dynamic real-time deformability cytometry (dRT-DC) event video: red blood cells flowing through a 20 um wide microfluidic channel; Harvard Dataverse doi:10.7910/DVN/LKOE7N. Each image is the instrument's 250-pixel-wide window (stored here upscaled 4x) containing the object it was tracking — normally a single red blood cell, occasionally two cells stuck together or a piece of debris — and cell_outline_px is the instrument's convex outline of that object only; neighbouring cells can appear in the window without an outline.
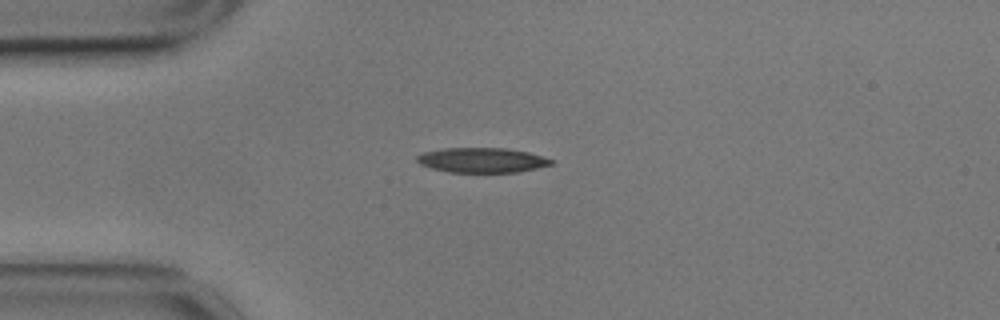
{"species": "common noctule bat (a hibernating species)", "species_latin": "Nyctalus noctula", "temperature_condition": "cold", "stored_images_in_passage": 29, "camera_frame_rate_fps": 3000, "um_per_image_px": 0.085, "animal": {"sex": "male", "body_mass_g": 17.9}, "frame": {"image": 1, "passage_image": 1, "time_ms": 0.0, "image_size_px": [1000, 320], "cell_outline_px": [[552, 164], [536, 168], [516, 172], [448, 172], [432, 168], [420, 164], [416, 160], [416, 156], [424, 152], [444, 148], [504, 148], [528, 152], [552, 160]], "centroid_in_image_um": [40.92, 13.61], "position_along_channel_um": 44.1, "area_um2": 19.19}}
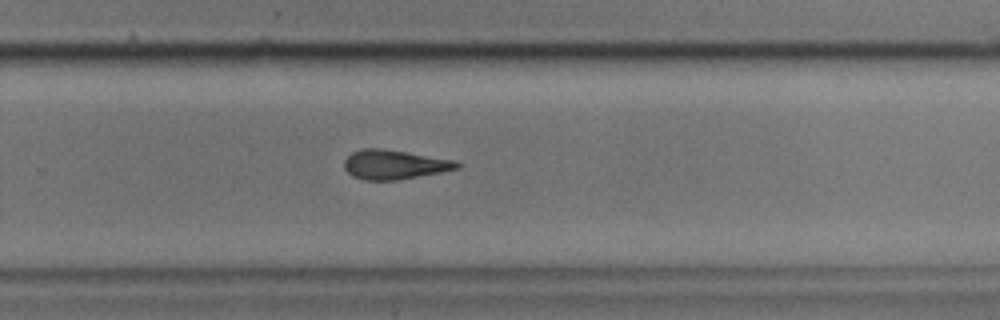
{"frame": {"image": 2, "passage_image": 24, "time_ms": 7.667, "image_size_px": [1000, 320], "cell_outline_px": [[460, 168], [440, 172], [396, 180], [364, 180], [352, 176], [344, 168], [344, 160], [352, 152], [360, 148], [380, 148], [456, 160], [460, 164]], "centroid_in_image_um": [33.49, 13.98], "position_along_channel_um": 296.3, "area_um2": 19.19}}
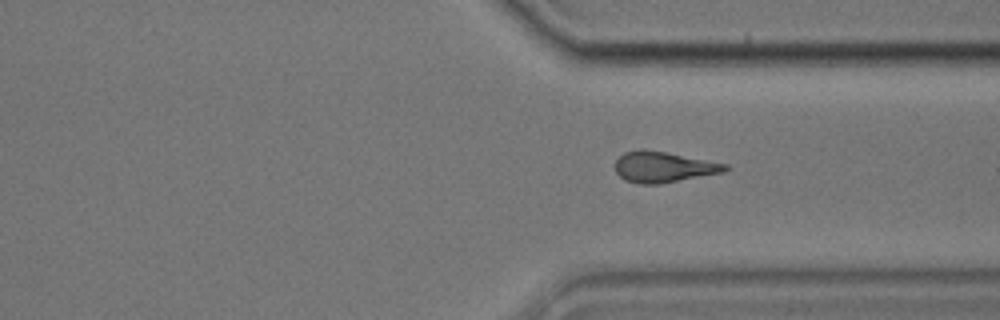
{"frame": {"image": 3, "passage_image": 29, "time_ms": 9.333, "image_size_px": [1000, 320], "cell_outline_px": [[728, 168], [724, 172], [660, 184], [640, 184], [624, 180], [616, 172], [616, 160], [624, 152], [640, 148], [664, 152], [728, 164]], "centroid_in_image_um": [56.37, 14.2], "position_along_channel_um": 355.0, "area_um2": 19.59}}